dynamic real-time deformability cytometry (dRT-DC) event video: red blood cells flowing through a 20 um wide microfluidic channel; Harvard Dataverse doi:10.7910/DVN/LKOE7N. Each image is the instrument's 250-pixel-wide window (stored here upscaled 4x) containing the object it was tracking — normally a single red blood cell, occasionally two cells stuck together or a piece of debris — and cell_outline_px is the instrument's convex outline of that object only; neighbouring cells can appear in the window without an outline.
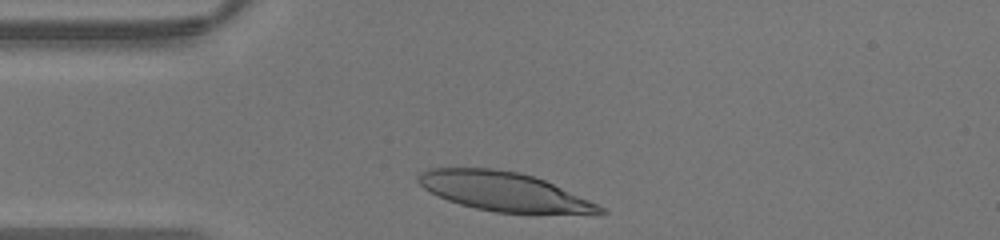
{"species": "human", "species_latin": "Homo sapiens", "temperature_condition": "warm", "stored_images_in_passage": 25, "camera_frame_rate_fps": 3000, "um_per_image_px": 0.085, "donor": {"sex": "male"}, "frame": {"image": 1, "passage_image": 2, "time_ms": 0.333, "image_size_px": [1000, 240], "cell_outline_px": [[608, 212], [496, 212], [476, 208], [460, 204], [448, 200], [424, 188], [416, 180], [416, 176], [420, 172], [428, 168], [496, 168], [520, 172], [544, 180], [588, 200], [604, 208]], "centroid_in_image_um": [42.69, 16.24], "position_along_channel_um": 42.3, "area_um2": 40.06}}
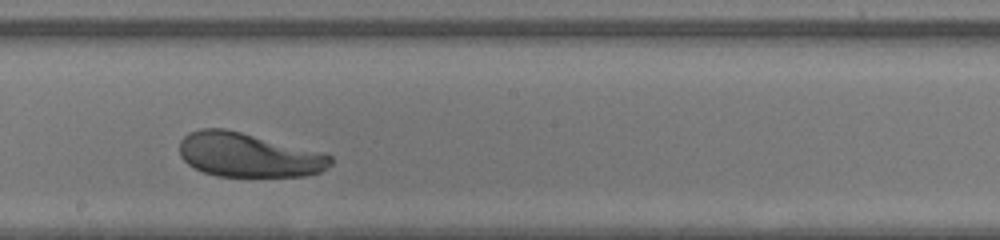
{"frame": {"image": 2, "passage_image": 15, "time_ms": 4.667, "image_size_px": [1000, 240], "cell_outline_px": [[332, 164], [328, 168], [320, 172], [308, 176], [216, 176], [204, 172], [188, 164], [180, 156], [180, 140], [188, 132], [200, 128], [224, 128], [240, 132], [332, 156]], "centroid_in_image_um": [21.06, 13.18], "position_along_channel_um": 227.1, "area_um2": 38.38}}
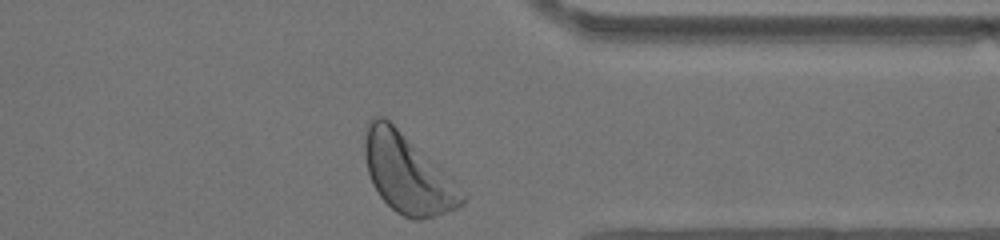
{"frame": {"image": 3, "passage_image": 25, "time_ms": 8.0, "image_size_px": [1000, 240], "cell_outline_px": [[464, 204], [456, 208], [420, 220], [412, 220], [396, 212], [380, 196], [372, 184], [368, 172], [364, 156], [364, 140], [368, 120], [372, 116], [384, 116], [452, 176], [464, 196]], "centroid_in_image_um": [34.61, 14.74], "position_along_channel_um": 376.8, "area_um2": 44.62}}